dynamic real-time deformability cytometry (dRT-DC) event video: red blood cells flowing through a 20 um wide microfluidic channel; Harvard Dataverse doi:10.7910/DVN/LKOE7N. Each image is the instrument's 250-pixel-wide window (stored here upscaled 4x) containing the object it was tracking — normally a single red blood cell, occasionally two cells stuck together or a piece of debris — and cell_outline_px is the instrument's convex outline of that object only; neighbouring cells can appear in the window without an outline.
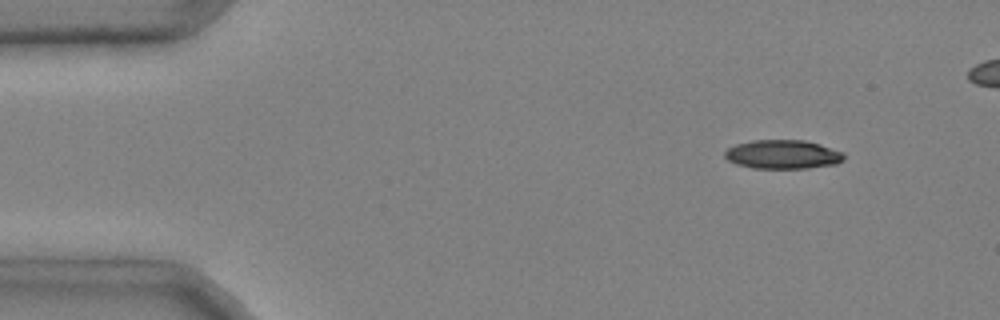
{"species": "common noctule bat (a hibernating species)", "species_latin": "Nyctalus noctula", "temperature_condition": "cold", "stored_images_in_passage": 42, "camera_frame_rate_fps": 3000, "um_per_image_px": 0.085, "animal": {"sex": "male", "body_mass_g": 20.4}, "frame": {"image": 1, "passage_image": 1, "time_ms": 0.0, "image_size_px": [1000, 320], "cell_outline_px": [[844, 160], [836, 164], [808, 168], [752, 168], [736, 164], [728, 160], [724, 156], [724, 152], [728, 148], [736, 144], [752, 140], [804, 140], [820, 144], [844, 152]], "centroid_in_image_um": [66.54, 13.12], "position_along_channel_um": 18.5, "area_um2": 20.17}}
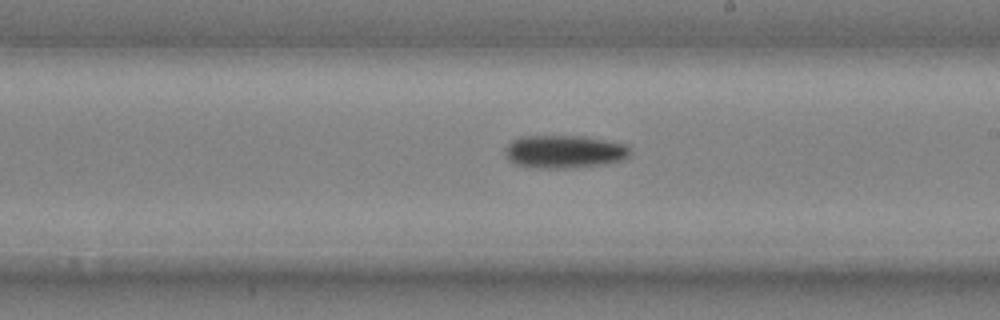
{"frame": {"image": 2, "passage_image": 24, "time_ms": 7.667, "image_size_px": [1000, 320], "cell_outline_px": [[632, 152], [624, 160], [604, 164], [564, 168], [532, 168], [512, 164], [508, 160], [504, 152], [504, 148], [512, 140], [520, 136], [584, 136], [624, 144], [632, 148]], "centroid_in_image_um": [47.93, 12.89], "position_along_channel_um": 241.1, "area_um2": 24.33}}
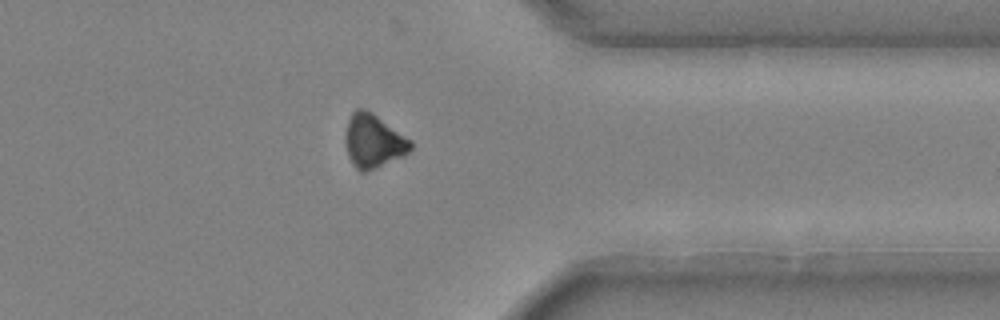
{"frame": {"image": 3, "passage_image": 35, "time_ms": 11.333, "image_size_px": [1000, 320], "cell_outline_px": [[412, 148], [404, 156], [368, 172], [360, 172], [352, 164], [348, 156], [344, 140], [344, 136], [348, 120], [352, 112], [356, 108], [364, 108], [372, 112], [412, 140]], "centroid_in_image_um": [31.73, 12.0], "position_along_channel_um": 379.7, "area_um2": 20.75}}